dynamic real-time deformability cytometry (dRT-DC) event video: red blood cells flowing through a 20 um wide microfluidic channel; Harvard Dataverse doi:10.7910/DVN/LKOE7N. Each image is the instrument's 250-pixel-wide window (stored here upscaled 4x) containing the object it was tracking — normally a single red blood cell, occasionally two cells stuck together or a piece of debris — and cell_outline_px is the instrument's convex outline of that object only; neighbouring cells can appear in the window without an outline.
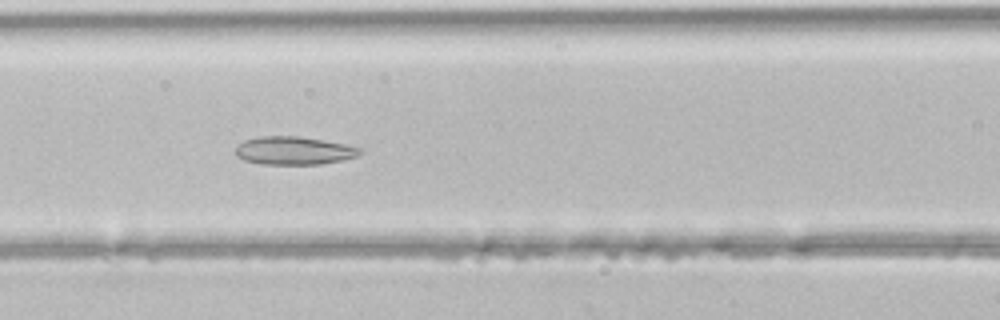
{"species": "common noctule bat (a hibernating species)", "species_latin": "Nyctalus noctula", "temperature_condition": "room temperature", "stored_images_in_passage": 44, "camera_frame_rate_fps": 3000, "um_per_image_px": 0.085, "animal": {"sex": "male", "body_mass_g": 21.5, "forearm_length_mm": 52.0}, "frame": {"image": 1, "passage_image": 17, "time_ms": 5.333, "image_size_px": [1000, 320], "cell_outline_px": [[364, 152], [356, 156], [344, 160], [320, 164], [264, 164], [244, 160], [236, 156], [236, 148], [244, 140], [260, 136], [300, 136], [324, 140], [364, 148]], "centroid_in_image_um": [25.03, 12.8], "position_along_channel_um": 141.6, "area_um2": 20.46}}
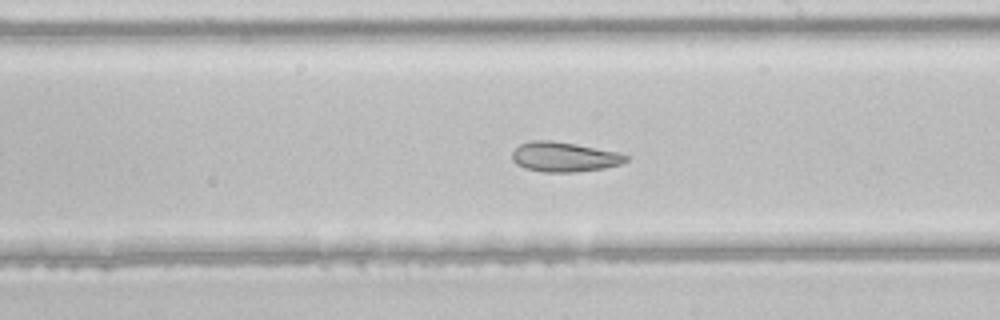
{"frame": {"image": 2, "passage_image": 24, "time_ms": 7.667, "image_size_px": [1000, 320], "cell_outline_px": [[628, 160], [620, 164], [604, 168], [572, 172], [544, 172], [524, 168], [516, 164], [512, 160], [512, 152], [520, 144], [532, 140], [552, 140], [576, 144], [616, 152], [628, 156]], "centroid_in_image_um": [47.91, 13.33], "position_along_channel_um": 241.1, "area_um2": 19.65}}
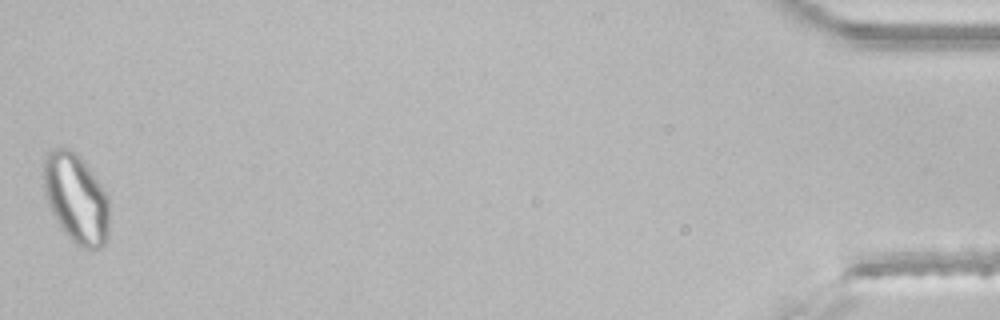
{"frame": {"image": 3, "passage_image": 44, "time_ms": 14.333, "image_size_px": [1000, 320], "cell_outline_px": [[108, 236], [104, 244], [100, 248], [84, 248], [76, 244], [64, 232], [56, 220], [48, 204], [44, 192], [44, 160], [48, 148], [64, 148], [72, 152], [88, 168], [104, 188], [108, 200]], "centroid_in_image_um": [6.45, 16.88], "position_along_channel_um": 428.7, "area_um2": 33.7}}